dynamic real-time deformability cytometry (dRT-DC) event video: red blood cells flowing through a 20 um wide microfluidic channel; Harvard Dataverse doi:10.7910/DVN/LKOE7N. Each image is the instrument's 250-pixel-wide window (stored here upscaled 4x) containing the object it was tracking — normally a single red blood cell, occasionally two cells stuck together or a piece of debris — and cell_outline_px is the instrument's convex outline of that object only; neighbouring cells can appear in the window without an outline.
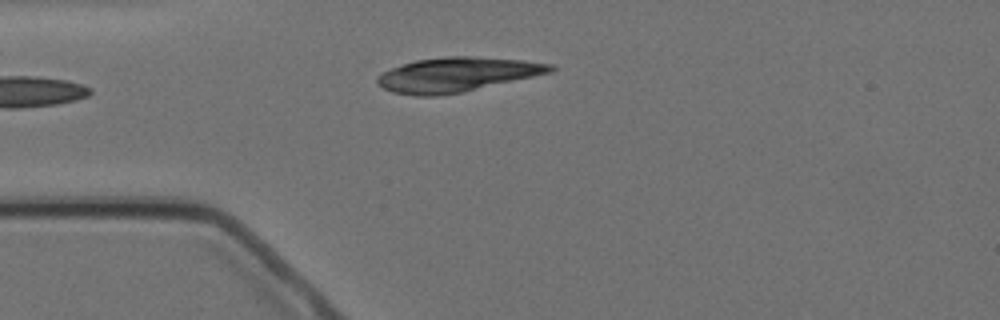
{"species": "Egyptian fruit bat (a non-hibernating species)", "species_latin": "Rousettus aegyptiacus", "temperature_condition": "cold", "stored_images_in_passage": 1, "camera_frame_rate_fps": 3000, "um_per_image_px": 0.085, "animal": {"sex": "female"}, "frame": {"image": 1, "passage_image": 1, "time_ms": 0.0, "image_size_px": [1000, 320], "cell_outline_px": [[556, 68], [552, 72], [464, 92], [436, 96], [412, 96], [392, 92], [376, 84], [376, 76], [392, 68], [416, 60], [448, 56], [472, 56], [524, 60], [552, 64]], "centroid_in_image_um": [38.83, 6.35], "position_along_channel_um": 46.2, "area_um2": 34.8}}